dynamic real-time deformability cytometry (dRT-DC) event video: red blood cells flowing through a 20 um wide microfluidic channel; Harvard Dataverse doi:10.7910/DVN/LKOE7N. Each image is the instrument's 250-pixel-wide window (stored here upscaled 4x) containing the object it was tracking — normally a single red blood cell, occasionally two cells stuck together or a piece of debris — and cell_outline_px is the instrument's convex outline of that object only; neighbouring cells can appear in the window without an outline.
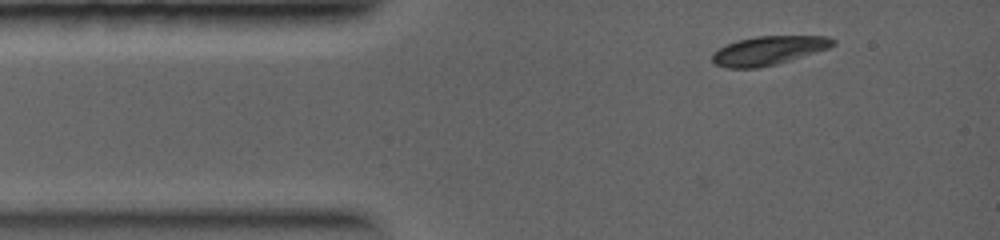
{"species": "common noctule bat (a hibernating species)", "species_latin": "Nyctalus noctula", "temperature_condition": "warm", "stored_images_in_passage": 9, "camera_frame_rate_fps": 5000, "um_per_image_px": 0.085, "animal": {"sex": "female", "body_mass_g": 19.0, "forearm_length_mm": 56.7}, "frame": {"image": 1, "passage_image": 1, "time_ms": 0.0, "image_size_px": [1000, 240], "cell_outline_px": [[836, 44], [828, 48], [816, 52], [776, 64], [756, 68], [728, 68], [716, 64], [712, 60], [712, 52], [736, 40], [756, 36], [828, 36], [836, 40]], "centroid_in_image_um": [65.33, 4.28], "position_along_channel_um": 19.7, "area_um2": 20.17}}
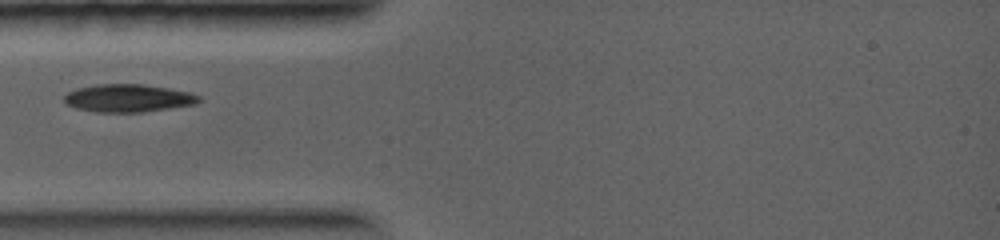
{"frame": {"image": 2, "passage_image": 3, "time_ms": 1.8, "image_size_px": [1000, 240], "cell_outline_px": [[200, 100], [196, 104], [144, 112], [96, 112], [76, 108], [68, 104], [64, 100], [64, 96], [68, 92], [76, 88], [96, 84], [140, 84], [168, 88], [188, 92], [200, 96]], "centroid_in_image_um": [10.88, 8.34], "position_along_channel_um": 74.1, "area_um2": 21.73}}